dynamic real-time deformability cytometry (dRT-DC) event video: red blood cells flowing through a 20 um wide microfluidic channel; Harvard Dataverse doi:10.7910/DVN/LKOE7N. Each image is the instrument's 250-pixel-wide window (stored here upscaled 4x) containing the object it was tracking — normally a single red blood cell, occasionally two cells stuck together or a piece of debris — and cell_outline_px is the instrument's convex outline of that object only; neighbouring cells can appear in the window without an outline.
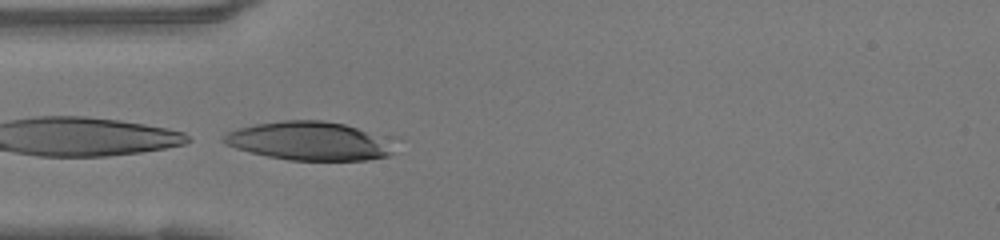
{"species": "human", "species_latin": "Homo sapiens", "temperature_condition": "warm", "stored_images_in_passage": 28, "camera_frame_rate_fps": 3000, "um_per_image_px": 0.085, "donor": {"sex": "female"}, "frame": {"image": 1, "passage_image": 1, "time_ms": 0.0, "image_size_px": [1000, 240], "cell_outline_px": [[392, 152], [388, 156], [368, 160], [288, 160], [268, 156], [236, 148], [220, 140], [228, 132], [240, 128], [256, 124], [284, 120], [320, 120], [344, 124], [356, 128], [364, 132]], "centroid_in_image_um": [26.07, 11.99], "position_along_channel_um": 58.9, "area_um2": 36.47}}
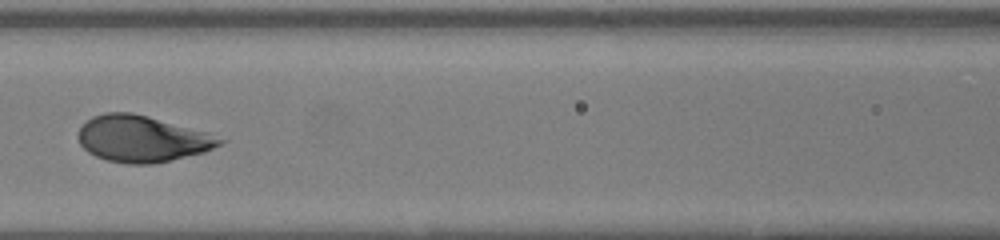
{"frame": {"image": 2, "passage_image": 8, "time_ms": 2.333, "image_size_px": [1000, 240], "cell_outline_px": [[228, 140], [204, 152], [152, 164], [128, 164], [108, 160], [96, 156], [88, 152], [80, 144], [76, 136], [80, 128], [92, 116], [104, 112], [132, 112], [148, 116], [208, 132]], "centroid_in_image_um": [12.07, 11.79], "position_along_channel_um": 154.5, "area_um2": 38.21}}
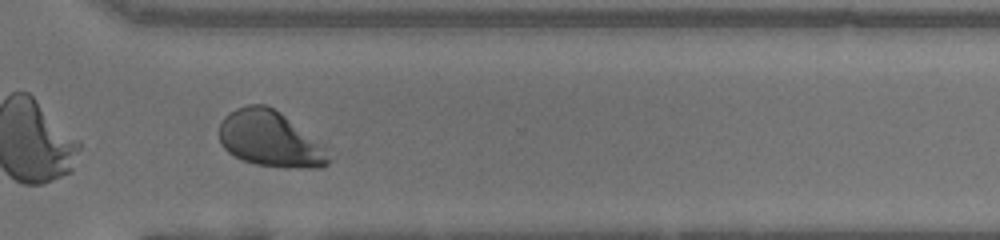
{"frame": {"image": 3, "passage_image": 22, "time_ms": 7.0, "image_size_px": [1000, 240], "cell_outline_px": [[332, 160], [328, 164], [320, 168], [288, 168], [256, 164], [244, 160], [228, 152], [220, 144], [220, 124], [224, 116], [236, 108], [248, 104], [264, 104], [272, 108], [328, 144]], "centroid_in_image_um": [23.06, 11.83], "position_along_channel_um": 347.5, "area_um2": 36.24}, "authors_computed_cell_mechanics": {"area_um2": 36.8186, "velocity_mm_per_s": 4.138, "shape_relaxation_time_tau1_ms": 2.9844, "shape_relaxation_time_tau2_ms": null, "deformation_change_tau1": 0.2137, "deformation_change_tau2": null}}